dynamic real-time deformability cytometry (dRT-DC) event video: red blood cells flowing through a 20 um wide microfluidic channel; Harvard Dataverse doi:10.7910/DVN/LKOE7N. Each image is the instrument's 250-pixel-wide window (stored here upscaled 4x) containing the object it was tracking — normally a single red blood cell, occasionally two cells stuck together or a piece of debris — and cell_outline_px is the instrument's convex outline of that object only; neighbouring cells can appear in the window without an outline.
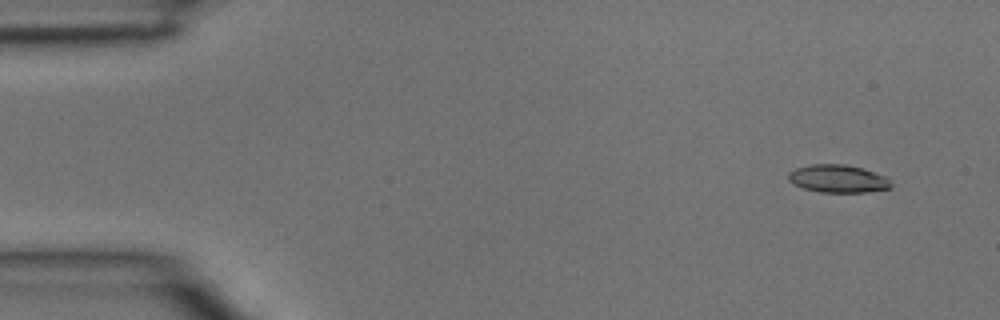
{"species": "common noctule bat (a hibernating species)", "species_latin": "Nyctalus noctula", "temperature_condition": "room temperature", "stored_images_in_passage": 4, "camera_frame_rate_fps": 3000, "um_per_image_px": 0.085, "animal": {"sex": "male", "body_mass_g": 15.6}, "frame": {"image": 1, "passage_image": 1, "time_ms": 0.0, "image_size_px": [1000, 320], "cell_outline_px": [[892, 188], [864, 192], [820, 192], [804, 188], [792, 184], [788, 180], [788, 172], [796, 168], [808, 164], [844, 164], [860, 168], [884, 176], [892, 184]], "centroid_in_image_um": [71.17, 15.19], "position_along_channel_um": 13.8, "area_um2": 16.53}}